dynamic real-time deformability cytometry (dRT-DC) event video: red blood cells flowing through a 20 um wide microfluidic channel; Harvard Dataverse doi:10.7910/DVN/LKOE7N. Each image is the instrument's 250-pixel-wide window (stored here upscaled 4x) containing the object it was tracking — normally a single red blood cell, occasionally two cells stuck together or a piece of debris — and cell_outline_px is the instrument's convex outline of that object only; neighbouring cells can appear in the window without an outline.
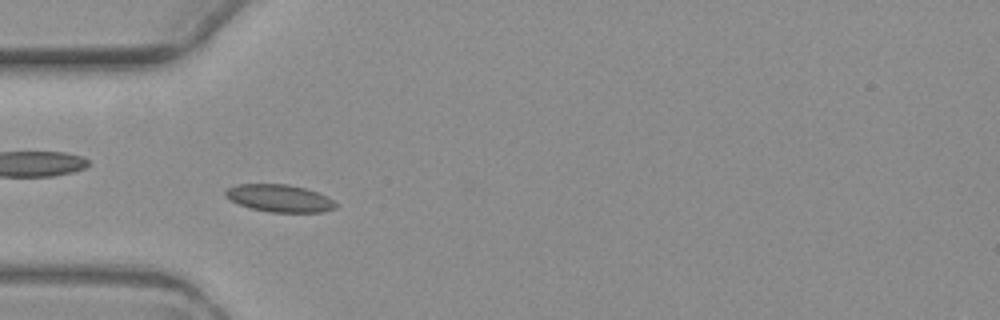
{"species": "common noctule bat (a hibernating species)", "species_latin": "Nyctalus noctula", "temperature_condition": "warm", "stored_images_in_passage": 1, "camera_frame_rate_fps": 3000, "um_per_image_px": 0.085, "animal": {"sex": "female", "body_mass_g": 19.3, "forearm_length_mm": 54.1}, "frame": {"image": 1, "passage_image": 1, "time_ms": 0.0, "image_size_px": [1000, 320], "cell_outline_px": [[336, 208], [320, 212], [272, 212], [252, 208], [240, 204], [224, 196], [224, 192], [228, 188], [236, 184], [288, 184], [304, 188], [316, 192], [332, 200], [336, 204]], "centroid_in_image_um": [23.72, 16.84], "position_along_channel_um": 61.3, "area_um2": 17.28}}